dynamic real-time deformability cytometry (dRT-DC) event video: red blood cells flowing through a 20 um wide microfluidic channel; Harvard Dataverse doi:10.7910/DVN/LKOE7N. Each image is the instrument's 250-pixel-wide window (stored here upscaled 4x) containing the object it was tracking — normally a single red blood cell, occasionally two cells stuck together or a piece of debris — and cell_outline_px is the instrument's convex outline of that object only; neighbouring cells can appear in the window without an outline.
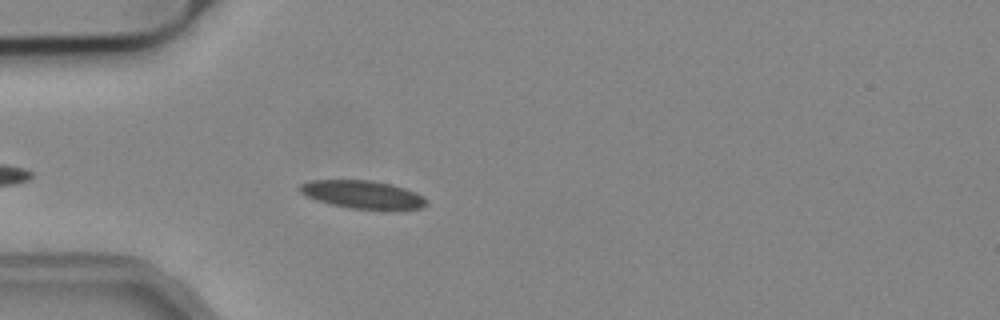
{"species": "common noctule bat (a hibernating species)", "species_latin": "Nyctalus noctula", "temperature_condition": "cold", "stored_images_in_passage": 29, "camera_frame_rate_fps": 3000, "um_per_image_px": 0.085, "animal": {"sex": "male", "body_mass_g": 19.2, "forearm_length_mm": 51.8}, "frame": {"image": 1, "passage_image": 5, "time_ms": 1.333, "image_size_px": [1000, 320], "cell_outline_px": [[424, 204], [420, 208], [348, 208], [316, 200], [300, 192], [300, 184], [312, 180], [372, 180], [392, 184], [416, 192], [424, 196]], "centroid_in_image_um": [30.77, 16.5], "position_along_channel_um": 54.2, "area_um2": 20.06}, "authors_computed_cell_mechanics": {"area_um2": 16.7042, "velocity_mm_per_s": 3.8185, "shape_relaxation_time_tau1_ms": 2.927, "shape_relaxation_time_tau2_ms": null, "deformation_change_tau1": 0.0611, "deformation_change_tau2": null}}